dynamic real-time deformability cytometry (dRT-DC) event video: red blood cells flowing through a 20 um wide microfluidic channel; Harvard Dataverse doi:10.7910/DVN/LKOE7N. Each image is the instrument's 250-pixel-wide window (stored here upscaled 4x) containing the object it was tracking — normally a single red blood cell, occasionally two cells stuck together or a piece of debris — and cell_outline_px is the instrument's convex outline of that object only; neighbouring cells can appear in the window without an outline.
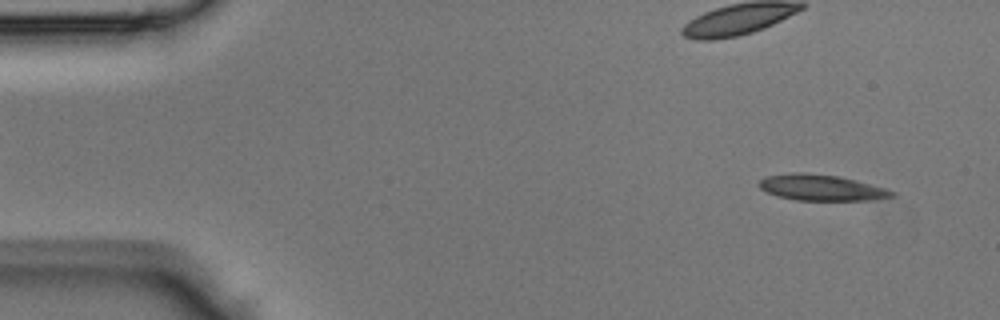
{"species": "Egyptian fruit bat (a non-hibernating species)", "species_latin": "Rousettus aegyptiacus", "temperature_condition": "room temperature", "stored_images_in_passage": 43, "camera_frame_rate_fps": 3000, "um_per_image_px": 0.085, "animal": {"sex": "male"}, "frame": {"image": 1, "passage_image": 2, "time_ms": 0.333, "image_size_px": [1000, 320], "cell_outline_px": [[896, 196], [876, 200], [796, 200], [776, 196], [760, 188], [756, 184], [764, 176], [792, 172], [804, 172], [840, 176], [856, 180], [884, 188], [896, 192]], "centroid_in_image_um": [69.8, 15.94], "position_along_channel_um": 15.2, "area_um2": 20.35}}
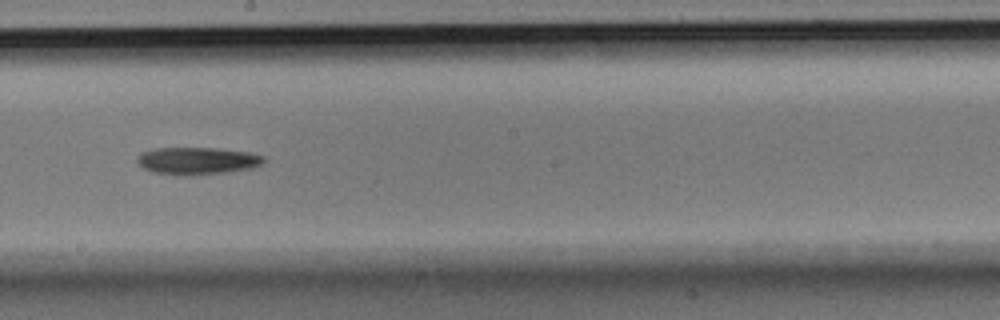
{"frame": {"image": 2, "passage_image": 23, "time_ms": 7.333, "image_size_px": [1000, 320], "cell_outline_px": [[264, 164], [252, 168], [224, 172], [184, 176], [180, 176], [152, 172], [144, 168], [136, 160], [136, 156], [140, 152], [152, 148], [216, 148], [248, 152], [264, 156]], "centroid_in_image_um": [16.73, 13.66], "position_along_channel_um": 231.5, "area_um2": 20.29}}
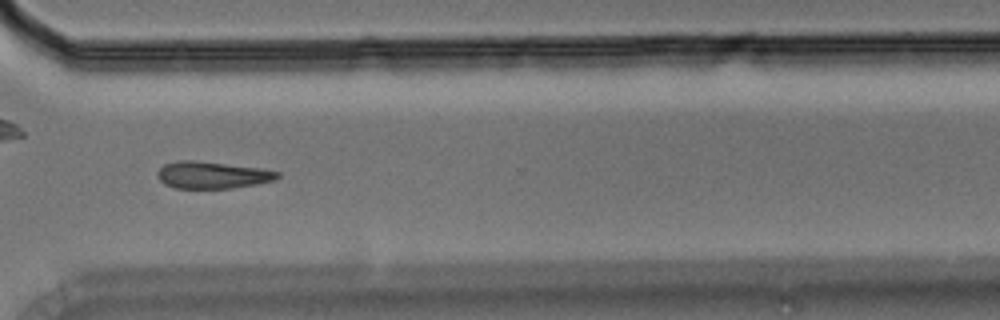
{"frame": {"image": 3, "passage_image": 31, "time_ms": 10.0, "image_size_px": [1000, 320], "cell_outline_px": [[280, 176], [276, 180], [256, 184], [232, 188], [176, 188], [164, 184], [156, 176], [156, 172], [164, 164], [180, 160], [192, 160], [264, 168], [280, 172]], "centroid_in_image_um": [18.06, 14.87], "position_along_channel_um": 352.5, "area_um2": 19.02}}